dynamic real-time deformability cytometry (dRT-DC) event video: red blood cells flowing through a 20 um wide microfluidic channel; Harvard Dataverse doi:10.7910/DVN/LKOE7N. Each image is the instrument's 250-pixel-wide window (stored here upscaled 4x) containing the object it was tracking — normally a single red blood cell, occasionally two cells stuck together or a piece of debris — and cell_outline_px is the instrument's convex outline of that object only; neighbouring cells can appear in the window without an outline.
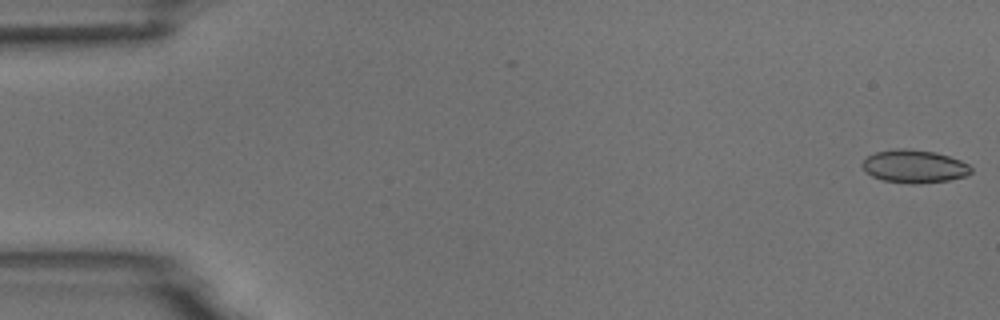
{"species": "common noctule bat (a hibernating species)", "species_latin": "Nyctalus noctula", "temperature_condition": "room temperature", "stored_images_in_passage": 3, "camera_frame_rate_fps": 3000, "um_per_image_px": 0.085, "animal": {"sex": "male", "body_mass_g": 18.8}, "frame": {"image": 1, "passage_image": 1, "time_ms": 0.0, "image_size_px": [1000, 320], "cell_outline_px": [[972, 172], [968, 176], [948, 180], [912, 184], [884, 180], [872, 176], [864, 172], [860, 164], [868, 156], [876, 152], [896, 148], [904, 148], [936, 152], [960, 160], [968, 164], [972, 168]], "centroid_in_image_um": [77.7, 14.14], "position_along_channel_um": 7.3, "area_um2": 20.98}}